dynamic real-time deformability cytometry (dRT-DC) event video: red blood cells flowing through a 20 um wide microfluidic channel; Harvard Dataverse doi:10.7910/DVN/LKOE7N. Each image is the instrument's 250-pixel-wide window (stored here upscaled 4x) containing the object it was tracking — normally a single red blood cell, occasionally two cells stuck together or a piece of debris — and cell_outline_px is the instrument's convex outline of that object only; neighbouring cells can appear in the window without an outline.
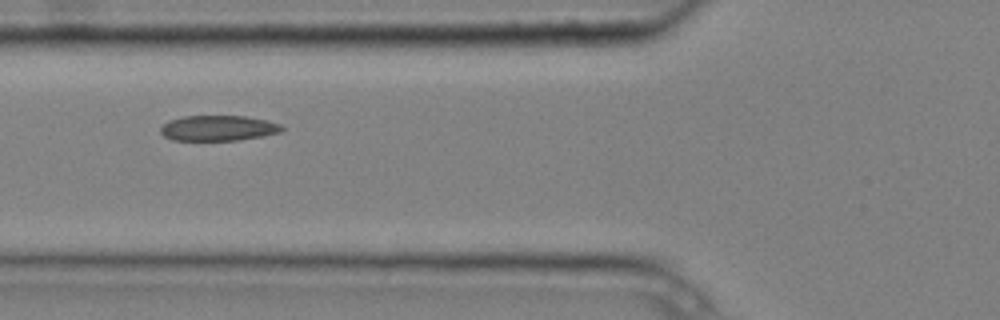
{"species": "common noctule bat (a hibernating species)", "species_latin": "Nyctalus noctula", "temperature_condition": "cold", "stored_images_in_passage": 13, "camera_frame_rate_fps": 3000, "um_per_image_px": 0.085, "animal": {"sex": "male", "body_mass_g": 20.4}, "frame": {"image": 1, "passage_image": 6, "time_ms": 1.667, "image_size_px": [1000, 320], "cell_outline_px": [[284, 128], [280, 132], [264, 136], [240, 140], [172, 140], [164, 136], [160, 132], [160, 128], [168, 120], [184, 116], [244, 116], [268, 120], [280, 124]], "centroid_in_image_um": [18.55, 10.89], "position_along_channel_um": 107.2, "area_um2": 18.03}}
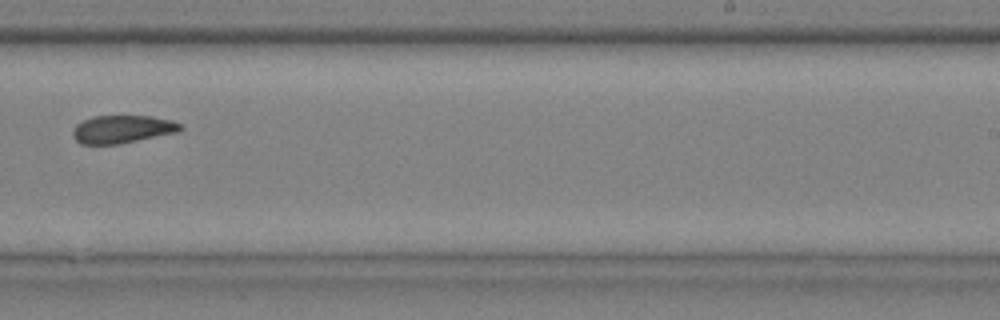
{"frame": {"image": 2, "passage_image": 10, "time_ms": 3.0, "image_size_px": [1000, 320], "cell_outline_px": [[184, 128], [180, 132], [120, 144], [80, 144], [72, 136], [72, 132], [76, 124], [92, 116], [152, 116], [172, 120], [184, 124]], "centroid_in_image_um": [10.45, 10.98], "position_along_channel_um": 278.5, "area_um2": 17.8}}
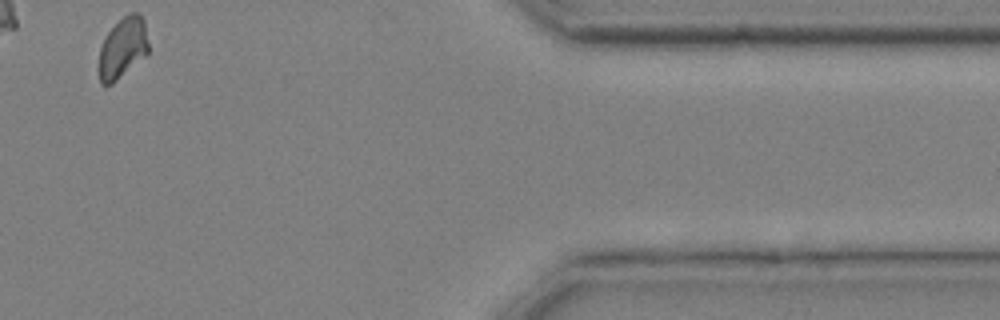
{"frame": {"image": 3, "passage_image": 13, "time_ms": 4.0, "image_size_px": [1000, 320], "cell_outline_px": [[148, 52], [144, 56], [112, 84], [100, 84], [96, 68], [100, 48], [104, 36], [128, 12], [140, 12], [144, 16], [148, 44]], "centroid_in_image_um": [10.39, 4.06], "position_along_channel_um": 401.0, "area_um2": 17.86}}